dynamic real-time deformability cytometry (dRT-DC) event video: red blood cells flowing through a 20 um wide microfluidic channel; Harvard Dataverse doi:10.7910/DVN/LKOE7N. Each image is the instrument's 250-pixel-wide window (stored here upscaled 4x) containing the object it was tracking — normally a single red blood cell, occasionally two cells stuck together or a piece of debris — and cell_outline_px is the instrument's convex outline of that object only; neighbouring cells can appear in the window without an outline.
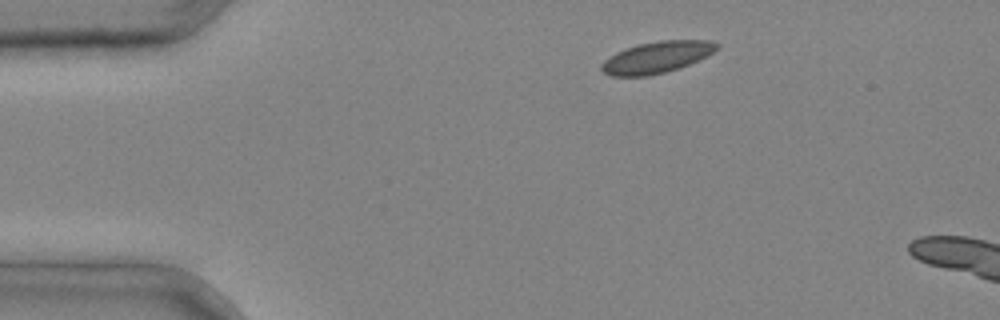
{"species": "common noctule bat (a hibernating species)", "species_latin": "Nyctalus noctula", "temperature_condition": "cold", "stored_images_in_passage": 3, "camera_frame_rate_fps": 3000, "um_per_image_px": 0.085, "animal": {"sex": "male", "body_mass_g": 20.4}, "frame": {"image": 1, "passage_image": 1, "time_ms": 0.0, "image_size_px": [1000, 320], "cell_outline_px": [[720, 48], [680, 68], [648, 76], [612, 76], [604, 72], [600, 68], [600, 64], [604, 60], [616, 52], [624, 48], [640, 44], [660, 40], [712, 40], [720, 44]], "centroid_in_image_um": [55.81, 4.86], "position_along_channel_um": 29.2, "area_um2": 21.1}}